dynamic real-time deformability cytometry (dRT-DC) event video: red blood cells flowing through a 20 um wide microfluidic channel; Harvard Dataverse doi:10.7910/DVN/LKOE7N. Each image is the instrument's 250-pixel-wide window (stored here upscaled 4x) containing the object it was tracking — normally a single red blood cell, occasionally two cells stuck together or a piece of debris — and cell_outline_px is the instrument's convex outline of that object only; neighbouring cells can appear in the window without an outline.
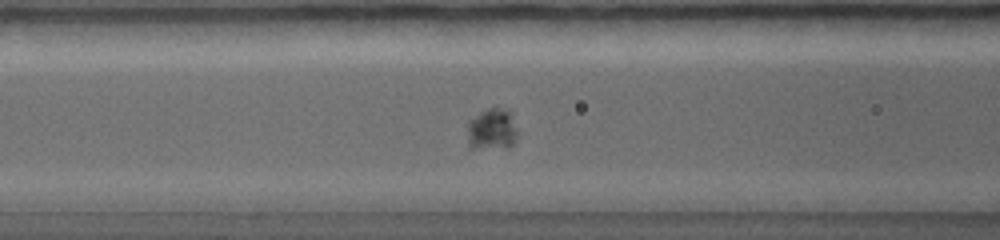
{"species": "common noctule bat (a hibernating species)", "species_latin": "Nyctalus noctula", "temperature_condition": "warm", "stored_images_in_passage": 32, "camera_frame_rate_fps": 5000, "um_per_image_px": 0.085, "animal": {"sex": "female", "body_mass_g": 19.0, "forearm_length_mm": 56.7}, "frame": {"image": 1, "passage_image": 11, "time_ms": 3.4, "image_size_px": [1000, 240], "cell_outline_px": [[520, 132], [512, 144], [508, 148], [468, 144], [468, 120], [480, 112], [496, 104], [512, 108]], "centroid_in_image_um": [41.95, 10.84], "position_along_channel_um": 124.6, "area_um2": 12.66}}
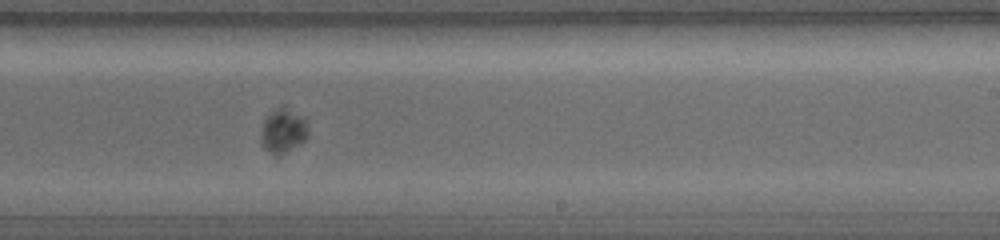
{"frame": {"image": 2, "passage_image": 17, "time_ms": 5.8, "image_size_px": [1000, 240], "cell_outline_px": [[308, 136], [304, 140], [280, 156], [276, 156], [264, 148], [260, 144], [260, 136], [264, 120], [268, 112], [284, 104], [304, 116], [308, 120]], "centroid_in_image_um": [24.07, 11.06], "position_along_channel_um": 264.9, "area_um2": 12.72}}
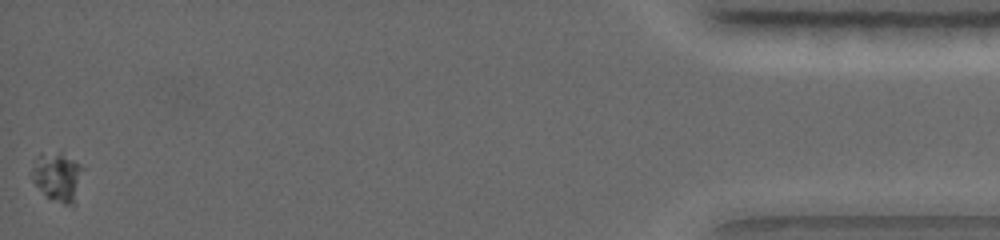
{"frame": {"image": 3, "passage_image": 32, "time_ms": 10.6, "image_size_px": [1000, 240], "cell_outline_px": [[80, 168], [72, 204], [64, 204], [48, 196], [32, 180], [32, 160], [40, 152], [60, 152], [80, 164]], "centroid_in_image_um": [4.77, 14.92], "position_along_channel_um": 430.4, "area_um2": 13.58}}